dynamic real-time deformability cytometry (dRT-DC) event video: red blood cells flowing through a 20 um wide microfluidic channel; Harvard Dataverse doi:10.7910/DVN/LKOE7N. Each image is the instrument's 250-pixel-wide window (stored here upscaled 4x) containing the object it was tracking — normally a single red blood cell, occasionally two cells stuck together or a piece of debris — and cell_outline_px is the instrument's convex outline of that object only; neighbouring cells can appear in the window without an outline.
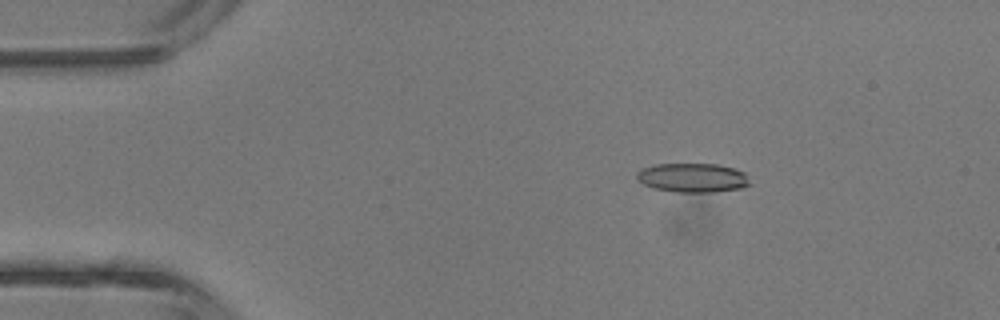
{"species": "common noctule bat (a hibernating species)", "species_latin": "Nyctalus noctula", "temperature_condition": "room temperature", "stored_images_in_passage": 5, "camera_frame_rate_fps": 3000, "um_per_image_px": 0.085, "animal": {"sex": "male", "body_mass_g": 13.3}, "frame": {"image": 1, "passage_image": 2, "time_ms": 1.333, "image_size_px": [1000, 320], "cell_outline_px": [[752, 184], [740, 188], [716, 192], [676, 192], [656, 188], [644, 184], [636, 176], [636, 172], [644, 168], [656, 164], [716, 164], [732, 168], [744, 172]], "centroid_in_image_um": [58.91, 15.11], "position_along_channel_um": 26.1, "area_um2": 19.02}}
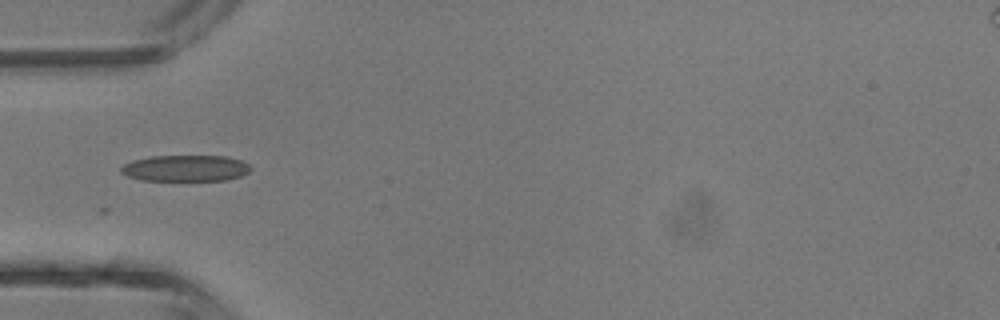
{"frame": {"image": 2, "passage_image": 4, "time_ms": 3.667, "image_size_px": [1000, 320], "cell_outline_px": [[252, 168], [248, 172], [240, 176], [224, 180], [140, 180], [128, 176], [120, 172], [120, 168], [124, 164], [132, 160], [152, 156], [228, 156], [240, 160], [248, 164]], "centroid_in_image_um": [15.75, 14.29], "position_along_channel_um": 69.3, "area_um2": 19.77}}
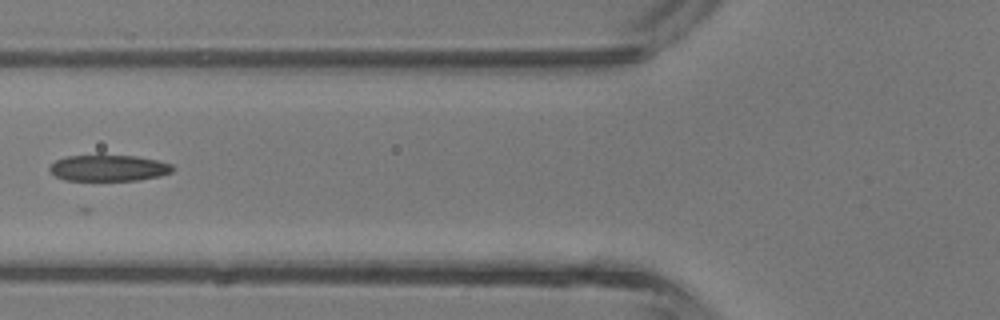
{"frame": {"image": 3, "passage_image": 5, "time_ms": 4.667, "image_size_px": [1000, 320], "cell_outline_px": [[176, 168], [172, 172], [160, 176], [140, 180], [64, 180], [56, 176], [48, 168], [56, 160], [64, 156], [136, 156], [156, 160], [172, 164]], "centroid_in_image_um": [9.27, 14.29], "position_along_channel_um": 116.5, "area_um2": 18.67}}